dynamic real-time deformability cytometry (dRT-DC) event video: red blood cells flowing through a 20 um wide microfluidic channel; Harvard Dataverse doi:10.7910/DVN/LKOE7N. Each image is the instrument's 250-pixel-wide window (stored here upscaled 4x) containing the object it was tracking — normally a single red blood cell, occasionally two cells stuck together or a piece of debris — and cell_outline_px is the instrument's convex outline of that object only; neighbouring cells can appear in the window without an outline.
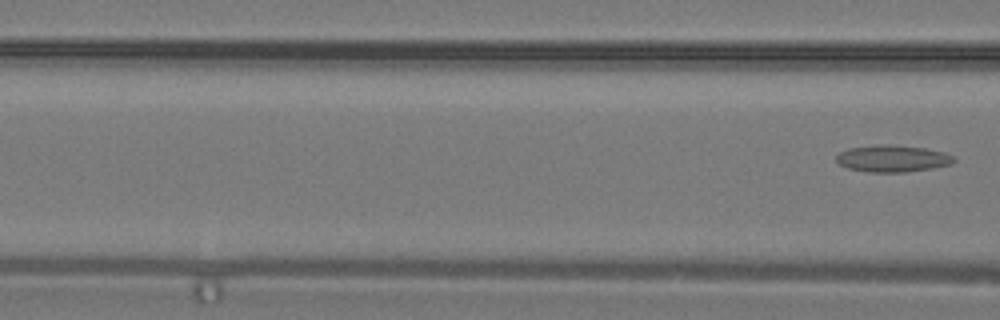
{"species": "common noctule bat (a hibernating species)", "species_latin": "Nyctalus noctula", "temperature_condition": "warm", "stored_images_in_passage": 4, "segment_of_instrument_passage": [2, 2], "camera_frame_rate_fps": 3000, "um_per_image_px": 0.085, "animal": {"sex": "male", "body_mass_g": 19.2, "forearm_length_mm": 51.8}, "frame": {"image": 1, "passage_image": 4, "time_ms": 1.0, "image_size_px": [1000, 320], "cell_outline_px": [[956, 160], [948, 164], [932, 168], [904, 172], [868, 172], [848, 168], [840, 164], [836, 160], [836, 156], [840, 152], [848, 148], [880, 144], [888, 144], [924, 148], [944, 152], [952, 156]], "centroid_in_image_um": [75.83, 13.47], "position_along_channel_um": 90.8, "area_um2": 18.21}}